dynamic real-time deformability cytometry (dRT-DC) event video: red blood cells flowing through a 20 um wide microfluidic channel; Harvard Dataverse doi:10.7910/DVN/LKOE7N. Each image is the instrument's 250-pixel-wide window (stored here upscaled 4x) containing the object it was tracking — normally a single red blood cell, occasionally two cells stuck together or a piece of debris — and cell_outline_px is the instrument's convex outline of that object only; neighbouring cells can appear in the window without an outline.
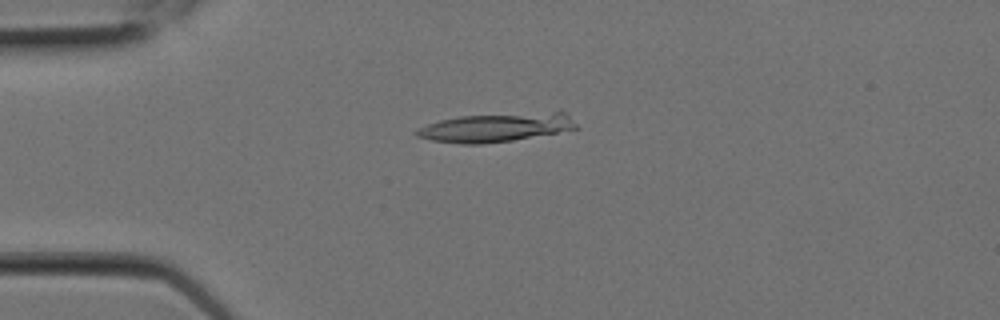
{"species": "Egyptian fruit bat (a non-hibernating species)", "species_latin": "Rousettus aegyptiacus", "temperature_condition": "room temperature", "stored_images_in_passage": 8, "camera_frame_rate_fps": 3000, "um_per_image_px": 0.085, "animal": {"sex": "female"}, "frame": {"image": 1, "passage_image": 1, "time_ms": 0.0, "image_size_px": [1000, 320], "cell_outline_px": [[580, 128], [512, 140], [480, 144], [460, 144], [432, 140], [416, 136], [412, 132], [428, 124], [440, 120], [460, 116], [560, 108], [568, 112]], "centroid_in_image_um": [42.32, 10.77], "position_along_channel_um": 42.7, "area_um2": 27.92}}